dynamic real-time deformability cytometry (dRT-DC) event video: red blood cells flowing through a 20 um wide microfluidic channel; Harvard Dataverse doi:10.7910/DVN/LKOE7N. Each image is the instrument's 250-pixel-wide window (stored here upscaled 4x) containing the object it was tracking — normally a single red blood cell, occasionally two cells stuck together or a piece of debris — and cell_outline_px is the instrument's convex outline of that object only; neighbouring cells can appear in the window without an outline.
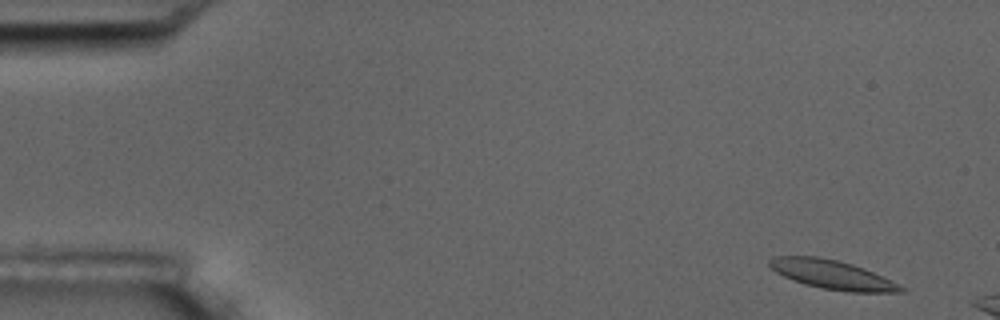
{"species": "common noctule bat (a hibernating species)", "species_latin": "Nyctalus noctula", "temperature_condition": "room temperature", "stored_images_in_passage": 4, "camera_frame_rate_fps": 3000, "um_per_image_px": 0.085, "animal": {"sex": "male", "body_mass_g": 17.5, "forearm_length_mm": 52.3}, "frame": {"image": 1, "passage_image": 1, "time_ms": 0.0, "image_size_px": [1000, 320], "cell_outline_px": [[908, 292], [848, 292], [820, 288], [804, 284], [792, 280], [776, 272], [768, 264], [768, 260], [776, 256], [820, 256], [852, 264], [864, 268], [904, 288]], "centroid_in_image_um": [70.68, 23.34], "position_along_channel_um": 14.3, "area_um2": 21.96}}